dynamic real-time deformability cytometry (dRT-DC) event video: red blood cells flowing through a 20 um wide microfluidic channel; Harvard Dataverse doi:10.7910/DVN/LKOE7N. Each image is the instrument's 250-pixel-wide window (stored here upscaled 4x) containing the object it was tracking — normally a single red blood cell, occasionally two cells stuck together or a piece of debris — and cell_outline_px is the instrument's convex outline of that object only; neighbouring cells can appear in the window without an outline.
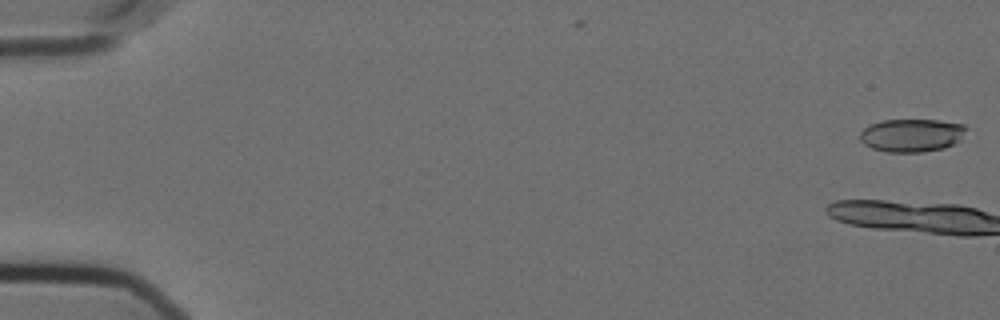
{"species": "Egyptian fruit bat (a non-hibernating species)", "species_latin": "Rousettus aegyptiacus", "temperature_condition": "cold", "stored_images_in_passage": 6, "camera_frame_rate_fps": 3000, "um_per_image_px": 0.085, "animal": {"sex": "female"}, "frame": {"image": 1, "passage_image": 1, "time_ms": 0.0, "image_size_px": [1000, 320], "cell_outline_px": [[968, 128], [960, 140], [944, 148], [924, 152], [888, 152], [872, 148], [864, 144], [860, 140], [860, 132], [864, 128], [872, 124], [884, 120], [940, 120], [964, 124]], "centroid_in_image_um": [77.52, 11.5], "position_along_channel_um": 7.5, "area_um2": 20.52}}